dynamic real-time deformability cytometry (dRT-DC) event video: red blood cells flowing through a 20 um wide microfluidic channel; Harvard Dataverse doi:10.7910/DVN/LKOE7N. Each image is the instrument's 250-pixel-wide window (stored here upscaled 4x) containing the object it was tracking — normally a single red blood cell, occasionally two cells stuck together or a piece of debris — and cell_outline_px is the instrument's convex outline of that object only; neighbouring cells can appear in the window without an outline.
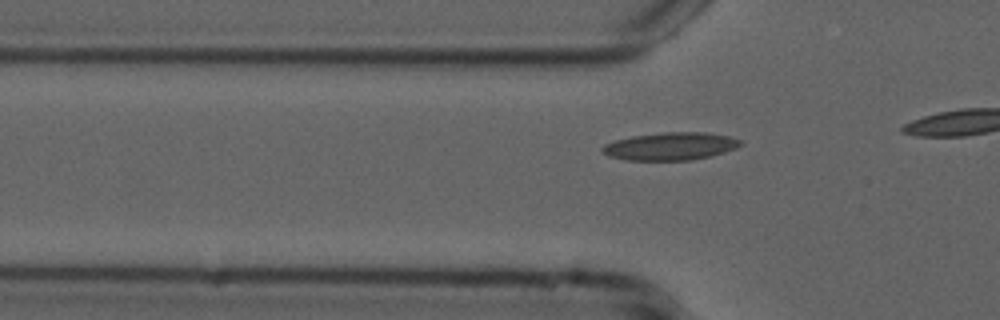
{"species": "common noctule bat (a hibernating species)", "species_latin": "Nyctalus noctula", "temperature_condition": "cold", "stored_images_in_passage": 16, "camera_frame_rate_fps": 3000, "um_per_image_px": 0.085, "animal": {"sex": "male", "forearm_length_mm": 52.5}, "frame": {"image": 1, "passage_image": 10, "time_ms": 3.0, "image_size_px": [1000, 320], "cell_outline_px": [[744, 144], [736, 148], [724, 152], [692, 160], [624, 160], [608, 156], [600, 148], [604, 144], [616, 140], [632, 136], [664, 132], [704, 132], [728, 136], [740, 140]], "centroid_in_image_um": [56.97, 12.43], "position_along_channel_um": 68.8, "area_um2": 22.25}}
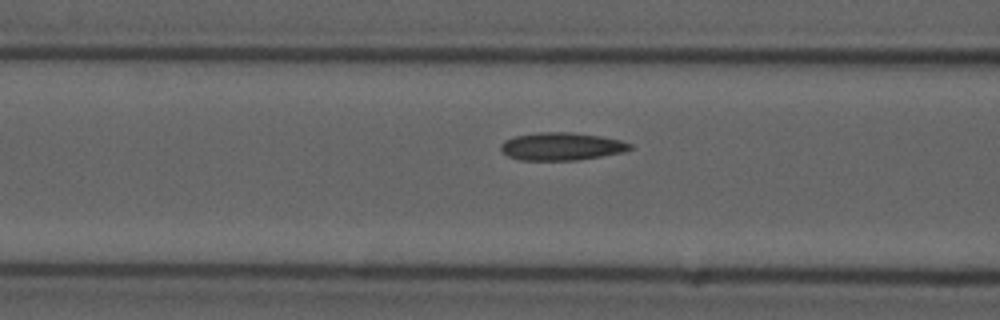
{"frame": {"image": 2, "passage_image": 14, "time_ms": 4.333, "image_size_px": [1000, 320], "cell_outline_px": [[632, 148], [624, 152], [576, 160], [520, 160], [508, 156], [500, 148], [500, 144], [504, 140], [516, 136], [540, 132], [572, 132], [600, 136], [620, 140], [632, 144]], "centroid_in_image_um": [47.72, 12.44], "position_along_channel_um": 118.9, "area_um2": 20.81}}